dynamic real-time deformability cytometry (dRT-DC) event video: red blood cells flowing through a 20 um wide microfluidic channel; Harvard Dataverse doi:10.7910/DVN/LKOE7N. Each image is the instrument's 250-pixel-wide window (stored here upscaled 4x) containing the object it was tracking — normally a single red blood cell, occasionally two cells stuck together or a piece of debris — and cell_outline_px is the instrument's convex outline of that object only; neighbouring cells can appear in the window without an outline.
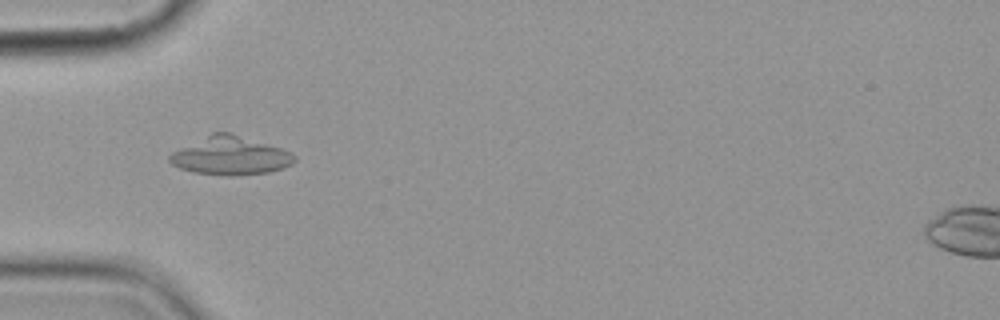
{"species": "common noctule bat (a hibernating species)", "species_latin": "Nyctalus noctula", "temperature_condition": "cold", "stored_images_in_passage": 10, "camera_frame_rate_fps": 3000, "um_per_image_px": 0.085, "animal": {"sex": "female", "body_mass_g": 19.9}, "frame": {"image": 1, "passage_image": 5, "time_ms": 5.333, "image_size_px": [1000, 320], "cell_outline_px": [[296, 160], [292, 164], [284, 168], [268, 172], [232, 176], [228, 176], [192, 172], [180, 168], [172, 164], [168, 160], [168, 156], [172, 152], [212, 132], [228, 132], [280, 148], [296, 156]], "centroid_in_image_um": [19.56, 13.25], "position_along_channel_um": 65.4, "area_um2": 27.63}}
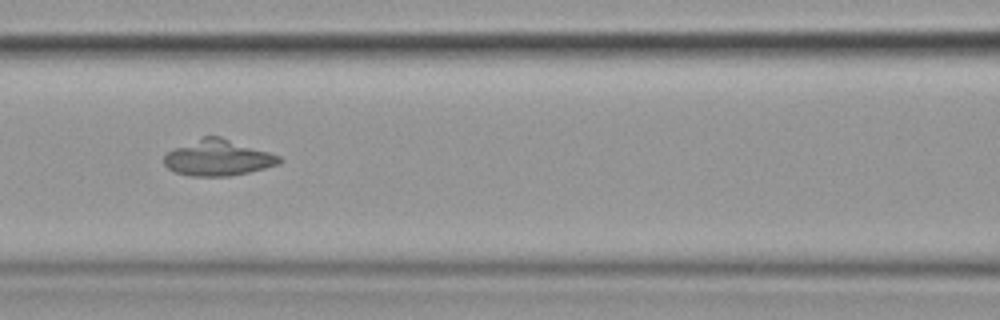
{"frame": {"image": 2, "passage_image": 7, "time_ms": 7.667, "image_size_px": [1000, 320], "cell_outline_px": [[284, 160], [280, 164], [248, 172], [228, 176], [192, 176], [176, 172], [168, 168], [164, 164], [164, 156], [168, 152], [176, 148], [204, 136], [220, 136], [280, 156]], "centroid_in_image_um": [18.55, 13.42], "position_along_channel_um": 148.0, "area_um2": 23.76}}
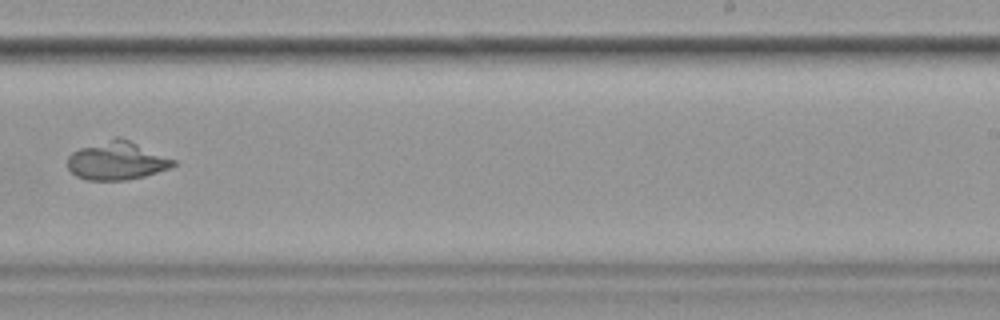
{"frame": {"image": 3, "passage_image": 10, "time_ms": 11.333, "image_size_px": [1000, 320], "cell_outline_px": [[176, 164], [172, 168], [144, 176], [124, 180], [84, 180], [76, 176], [68, 168], [68, 156], [72, 152], [80, 148], [116, 136], [120, 136], [176, 160]], "centroid_in_image_um": [9.94, 13.66], "position_along_channel_um": 279.1, "area_um2": 23.7}}